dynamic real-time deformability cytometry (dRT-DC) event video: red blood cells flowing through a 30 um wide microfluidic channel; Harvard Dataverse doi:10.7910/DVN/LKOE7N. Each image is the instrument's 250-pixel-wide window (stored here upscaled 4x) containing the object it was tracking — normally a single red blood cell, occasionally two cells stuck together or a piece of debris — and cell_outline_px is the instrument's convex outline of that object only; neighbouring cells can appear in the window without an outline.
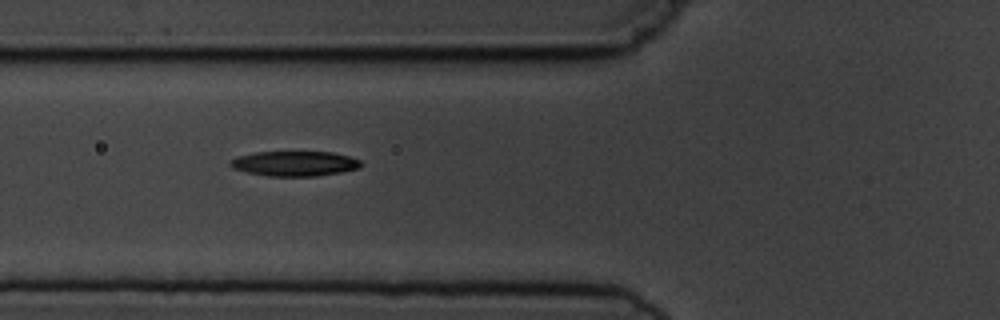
{"species": "common noctule bat (a hibernating species)", "species_latin": "Nyctalus noctula", "temperature_condition": "cold", "stored_images_in_passage": 6, "camera_frame_rate_fps": 3000, "um_per_image_px": 0.085, "animal": {"sex": "male", "body_mass_g": 19.5, "forearm_length_mm": 54.6}, "frame": {"image": 1, "passage_image": 5, "time_ms": 6.333, "image_size_px": [1000, 320], "cell_outline_px": [[364, 164], [360, 168], [340, 172], [316, 176], [268, 176], [248, 172], [232, 168], [228, 164], [228, 160], [236, 156], [256, 152], [332, 152], [348, 156], [360, 160]], "centroid_in_image_um": [25.02, 13.9], "position_along_channel_um": 100.8, "area_um2": 19.13}}
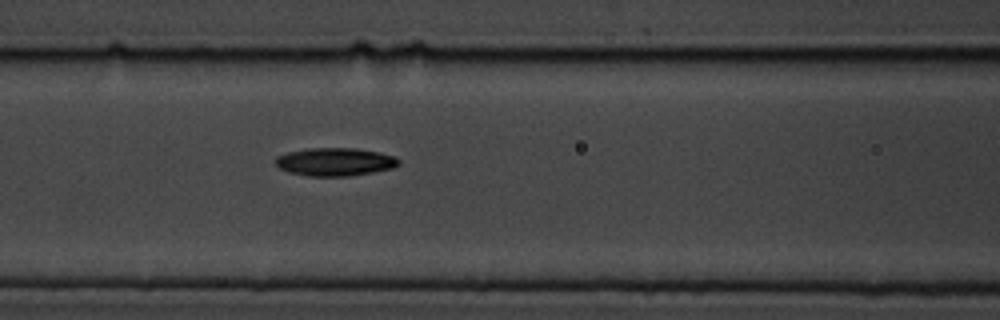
{"frame": {"image": 2, "passage_image": 6, "time_ms": 7.333, "image_size_px": [1000, 320], "cell_outline_px": [[400, 164], [392, 168], [372, 172], [348, 176], [308, 176], [288, 172], [280, 168], [276, 164], [276, 156], [288, 152], [308, 148], [356, 148], [380, 152], [392, 156], [400, 160]], "centroid_in_image_um": [28.47, 13.75], "position_along_channel_um": 138.1, "area_um2": 20.11}}